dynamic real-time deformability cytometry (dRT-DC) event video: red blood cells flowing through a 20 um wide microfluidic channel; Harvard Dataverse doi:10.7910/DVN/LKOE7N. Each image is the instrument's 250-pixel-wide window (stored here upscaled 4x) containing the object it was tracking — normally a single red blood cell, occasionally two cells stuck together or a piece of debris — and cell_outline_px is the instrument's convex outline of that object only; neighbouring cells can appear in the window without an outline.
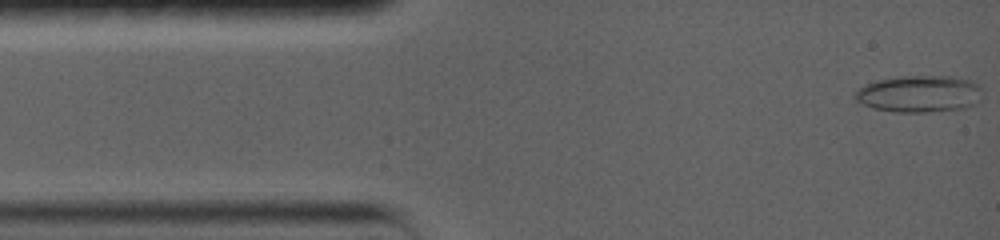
{"species": "common noctule bat (a hibernating species)", "species_latin": "Nyctalus noctula", "temperature_condition": "warm", "stored_images_in_passage": 7, "camera_frame_rate_fps": 5000, "um_per_image_px": 0.085, "animal": {"sex": "female", "body_mass_g": 19.0, "forearm_length_mm": 56.7}, "frame": {"image": 1, "passage_image": 1, "time_ms": 0.0, "image_size_px": [1000, 240], "cell_outline_px": [[984, 88], [964, 108], [928, 112], [896, 112], [876, 108], [864, 104], [856, 100], [852, 92], [864, 84], [876, 80], [904, 76], [948, 76], [972, 80]], "centroid_in_image_um": [78.05, 7.95], "position_along_channel_um": 6.9, "area_um2": 26.93}}
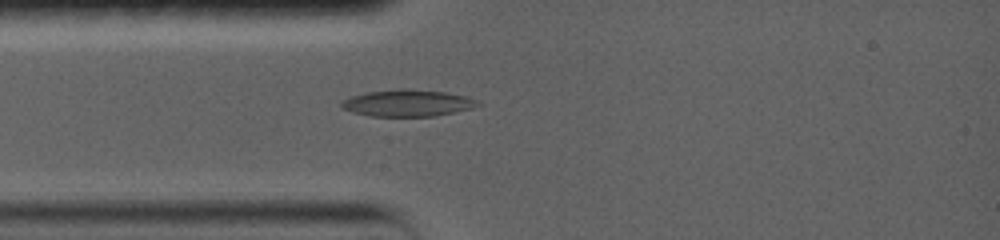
{"frame": {"image": 2, "passage_image": 7, "time_ms": 3.2, "image_size_px": [1000, 240], "cell_outline_px": [[480, 104], [472, 108], [432, 116], [372, 116], [352, 112], [344, 108], [340, 104], [344, 100], [352, 96], [364, 92], [400, 88], [404, 88], [444, 92], [464, 96], [476, 100]], "centroid_in_image_um": [34.6, 8.75], "position_along_channel_um": 50.4, "area_um2": 20.92}}